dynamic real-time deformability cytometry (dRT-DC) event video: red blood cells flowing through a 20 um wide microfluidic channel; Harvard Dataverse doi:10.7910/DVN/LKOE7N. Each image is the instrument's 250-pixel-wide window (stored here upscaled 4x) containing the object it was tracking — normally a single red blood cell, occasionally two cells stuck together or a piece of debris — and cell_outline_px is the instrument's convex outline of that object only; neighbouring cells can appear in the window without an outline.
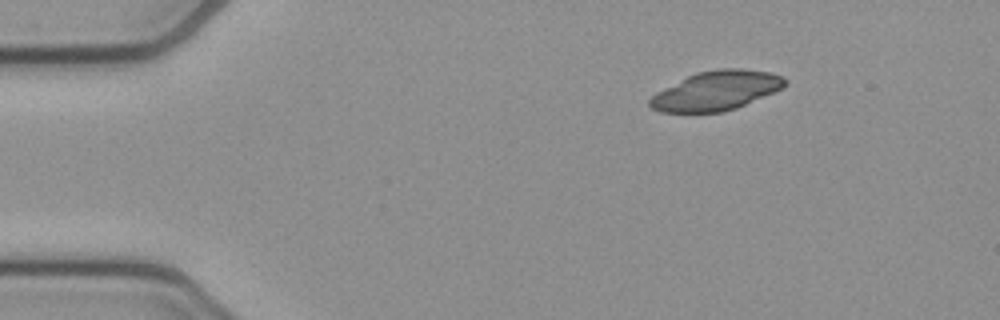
{"species": "common noctule bat (a hibernating species)", "species_latin": "Nyctalus noctula", "temperature_condition": "cold", "stored_images_in_passage": 46, "camera_frame_rate_fps": 3000, "um_per_image_px": 0.085, "animal": {"sex": "female", "body_mass_g": 21.9}, "frame": {"image": 1, "passage_image": 1, "time_ms": 0.0, "image_size_px": [1000, 320], "cell_outline_px": [[788, 80], [780, 88], [772, 92], [736, 108], [720, 112], [660, 112], [652, 108], [648, 104], [648, 100], [656, 92], [696, 72], [716, 68], [740, 68], [772, 72], [784, 76]], "centroid_in_image_um": [60.86, 7.69], "position_along_channel_um": 24.1, "area_um2": 30.75}}